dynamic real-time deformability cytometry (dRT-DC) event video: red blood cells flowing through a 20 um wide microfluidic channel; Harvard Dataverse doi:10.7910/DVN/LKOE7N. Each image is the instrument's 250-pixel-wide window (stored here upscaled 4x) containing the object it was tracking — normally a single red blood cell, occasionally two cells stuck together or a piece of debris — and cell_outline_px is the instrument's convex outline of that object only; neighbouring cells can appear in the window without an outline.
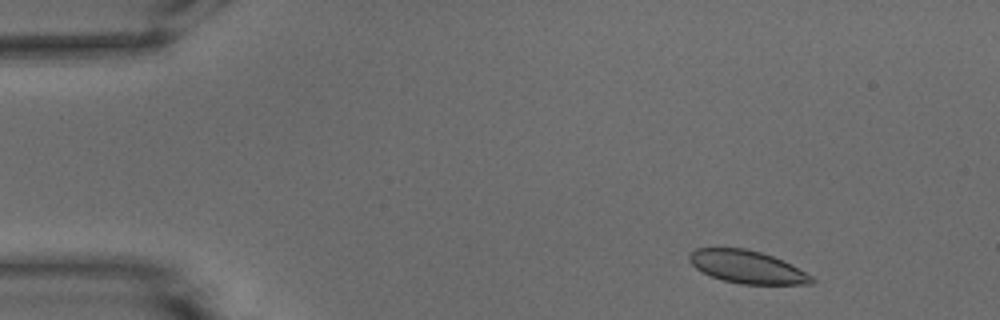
{"species": "common noctule bat (a hibernating species)", "species_latin": "Nyctalus noctula", "temperature_condition": "warm", "stored_images_in_passage": 12, "camera_frame_rate_fps": 3000, "um_per_image_px": 0.085, "animal": {"sex": "male", "body_mass_g": 15.6}, "frame": {"image": 1, "passage_image": 4, "time_ms": 1.0, "image_size_px": [1000, 320], "cell_outline_px": [[816, 280], [812, 284], [740, 284], [724, 280], [712, 276], [696, 268], [688, 260], [688, 256], [696, 248], [744, 248], [760, 252], [784, 260], [812, 276]], "centroid_in_image_um": [63.53, 22.69], "position_along_channel_um": 21.5, "area_um2": 23.18}}